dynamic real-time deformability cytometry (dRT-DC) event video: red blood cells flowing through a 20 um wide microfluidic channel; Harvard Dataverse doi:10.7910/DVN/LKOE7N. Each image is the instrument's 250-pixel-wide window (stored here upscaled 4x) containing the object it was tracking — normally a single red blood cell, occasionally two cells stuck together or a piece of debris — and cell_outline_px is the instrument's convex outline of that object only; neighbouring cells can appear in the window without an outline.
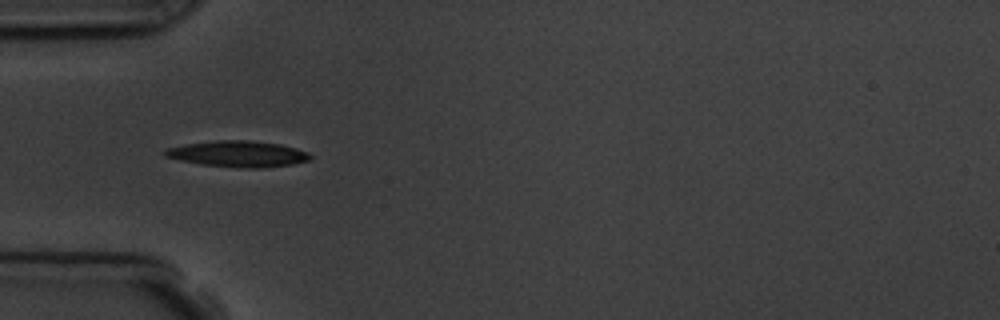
{"species": "common noctule bat (a hibernating species)", "species_latin": "Nyctalus noctula", "temperature_condition": "room temperature", "stored_images_in_passage": 10, "camera_frame_rate_fps": 3000, "um_per_image_px": 0.085, "animal": {"sex": "male", "body_mass_g": 19.5, "forearm_length_mm": 54.6}, "frame": {"image": 1, "passage_image": 4, "time_ms": 3.667, "image_size_px": [1000, 320], "cell_outline_px": [[312, 160], [292, 164], [260, 168], [248, 168], [204, 164], [180, 160], [164, 156], [160, 152], [164, 148], [184, 144], [216, 140], [248, 140], [280, 144], [296, 148], [308, 152], [312, 156]], "centroid_in_image_um": [20.21, 13.07], "position_along_channel_um": 64.8, "area_um2": 22.14}}
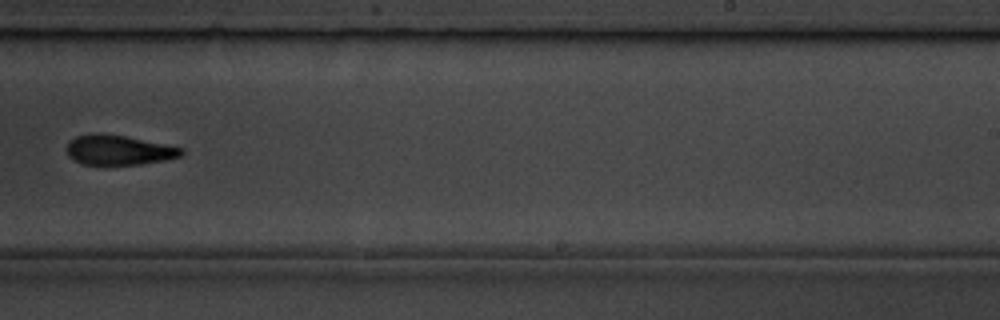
{"frame": {"image": 2, "passage_image": 9, "time_ms": 9.333, "image_size_px": [1000, 320], "cell_outline_px": [[184, 152], [180, 156], [164, 160], [140, 164], [80, 164], [68, 156], [68, 140], [76, 136], [92, 132], [100, 132], [124, 136], [184, 148]], "centroid_in_image_um": [10.05, 12.73], "position_along_channel_um": 279.0, "area_um2": 19.88}}
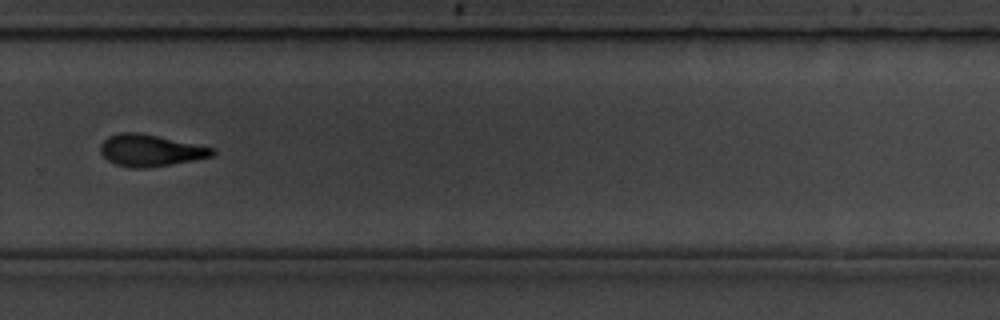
{"frame": {"image": 3, "passage_image": 10, "time_ms": 10.333, "image_size_px": [1000, 320], "cell_outline_px": [[216, 152], [212, 156], [192, 160], [144, 168], [128, 168], [116, 164], [108, 160], [100, 152], [100, 144], [108, 136], [120, 132], [136, 132], [216, 148]], "centroid_in_image_um": [12.75, 12.78], "position_along_channel_um": 317.0, "area_um2": 20.46}}